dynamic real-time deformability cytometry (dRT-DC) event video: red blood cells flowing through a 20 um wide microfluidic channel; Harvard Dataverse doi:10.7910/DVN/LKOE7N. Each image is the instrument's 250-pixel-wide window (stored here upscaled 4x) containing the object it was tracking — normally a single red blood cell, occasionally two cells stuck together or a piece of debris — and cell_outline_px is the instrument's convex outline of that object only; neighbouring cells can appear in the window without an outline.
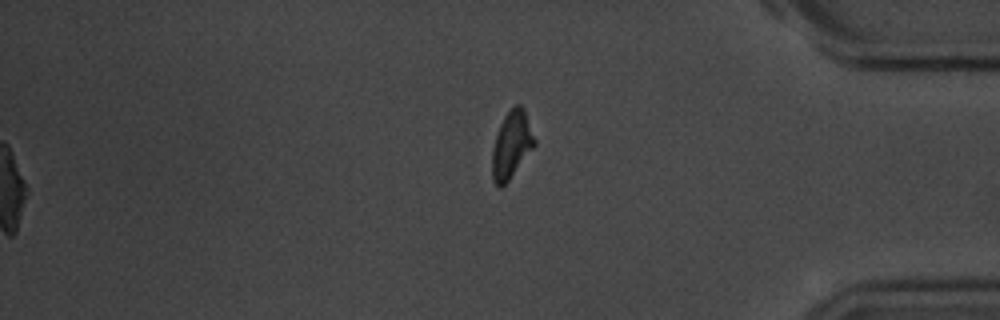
{"species": "common noctule bat (a hibernating species)", "species_latin": "Nyctalus noctula", "temperature_condition": "room temperature", "stored_images_in_passage": 17, "camera_frame_rate_fps": 3000, "um_per_image_px": 0.085, "animal": {"sex": "male", "body_mass_g": 20.1, "forearm_length_mm": 53.5}, "frame": {"image": 1, "passage_image": 17, "time_ms": 20.333, "image_size_px": [1000, 320], "cell_outline_px": [[536, 144], [508, 180], [500, 188], [492, 180], [492, 148], [500, 124], [504, 116], [516, 104], [520, 104], [524, 108], [536, 140]], "centroid_in_image_um": [43.48, 12.29], "position_along_channel_um": 391.7, "area_um2": 16.36}, "authors_computed_cell_mechanics": {"area_um2": 18.0914, "velocity_mm_per_s": 3.5343, "shape_relaxation_time_tau1_ms": 5.7944, "shape_relaxation_time_tau2_ms": 6.9779, "deformation_change_tau1": 0.1855, "deformation_change_tau2": 0.1373}}